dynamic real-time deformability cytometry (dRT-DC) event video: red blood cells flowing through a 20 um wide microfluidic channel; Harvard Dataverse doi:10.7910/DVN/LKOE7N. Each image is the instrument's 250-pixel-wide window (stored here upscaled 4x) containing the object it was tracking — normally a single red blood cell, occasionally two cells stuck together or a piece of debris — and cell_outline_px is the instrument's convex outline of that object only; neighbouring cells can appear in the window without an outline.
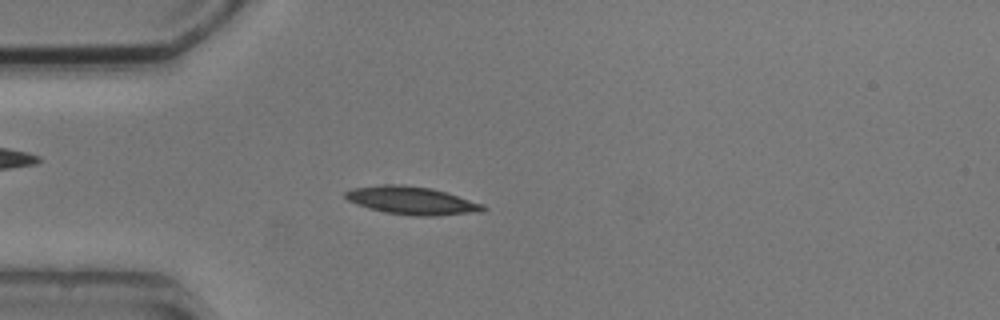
{"species": "common noctule bat (a hibernating species)", "species_latin": "Nyctalus noctula", "temperature_condition": "cold", "stored_images_in_passage": 3, "camera_frame_rate_fps": 3000, "um_per_image_px": 0.085, "animal": {"sex": "male", "body_mass_g": 20.5, "forearm_length_mm": 52.5}, "frame": {"image": 1, "passage_image": 2, "time_ms": 1.333, "image_size_px": [1000, 320], "cell_outline_px": [[488, 208], [484, 212], [436, 216], [412, 216], [384, 212], [368, 208], [356, 204], [348, 200], [344, 196], [344, 192], [352, 188], [380, 184], [404, 184], [432, 188], [484, 204]], "centroid_in_image_um": [35.02, 17.05], "position_along_channel_um": 50.0, "area_um2": 22.83}}